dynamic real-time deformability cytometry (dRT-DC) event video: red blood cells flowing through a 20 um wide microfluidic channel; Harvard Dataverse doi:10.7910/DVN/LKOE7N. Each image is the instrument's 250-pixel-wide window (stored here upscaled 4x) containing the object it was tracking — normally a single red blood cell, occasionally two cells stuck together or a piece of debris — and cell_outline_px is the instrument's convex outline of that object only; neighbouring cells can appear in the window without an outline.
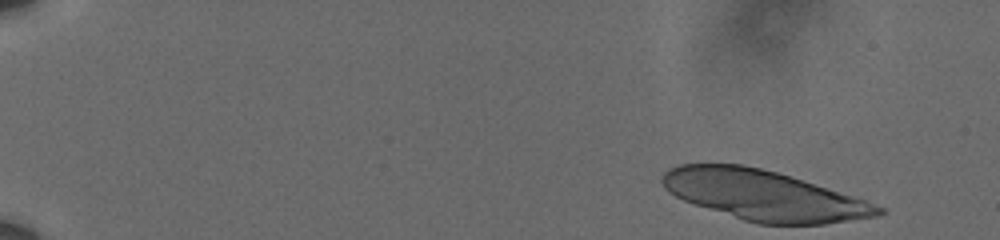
{"species": "human", "species_latin": "Homo sapiens", "temperature_condition": "cold", "stored_images_in_passage": 13, "camera_frame_rate_fps": 3000, "um_per_image_px": 0.085, "donor": {"sex": "male"}, "frame": {"image": 1, "passage_image": 1, "time_ms": 0.0, "image_size_px": [1000, 240], "cell_outline_px": [[884, 212], [876, 216], [824, 224], [760, 224], [744, 220], [684, 200], [668, 192], [664, 188], [660, 180], [664, 172], [668, 168], [676, 164], [744, 164], [776, 172], [852, 196], [864, 200], [884, 208]], "centroid_in_image_um": [64.85, 16.59], "position_along_channel_um": 20.2, "area_um2": 62.08}}